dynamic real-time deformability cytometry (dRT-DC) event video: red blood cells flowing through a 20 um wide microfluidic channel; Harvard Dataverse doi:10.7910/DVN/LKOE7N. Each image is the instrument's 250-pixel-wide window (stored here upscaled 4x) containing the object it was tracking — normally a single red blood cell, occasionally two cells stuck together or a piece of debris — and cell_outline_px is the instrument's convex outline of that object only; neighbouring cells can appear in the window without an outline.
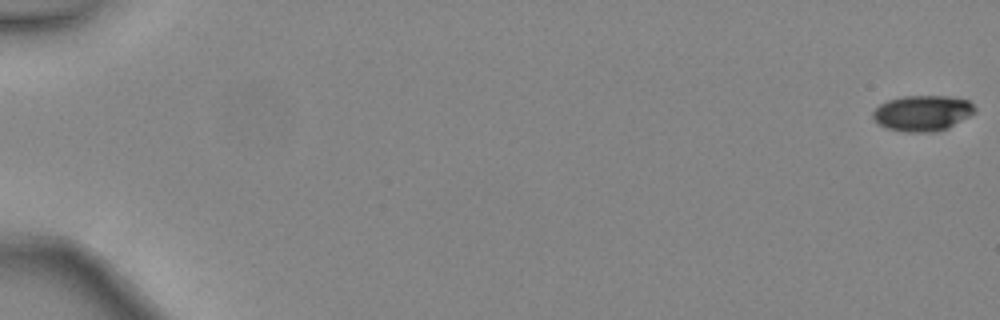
{"species": "common noctule bat (a hibernating species)", "species_latin": "Nyctalus noctula", "temperature_condition": "warm", "stored_images_in_passage": 17, "camera_frame_rate_fps": 3000, "um_per_image_px": 0.085, "animal": {"sex": "female", "body_mass_g": 24.6, "forearm_length_mm": 56.2}, "frame": {"image": 1, "passage_image": 1, "time_ms": 0.0, "image_size_px": [1000, 320], "cell_outline_px": [[976, 112], [948, 128], [936, 132], [908, 132], [884, 128], [876, 124], [872, 120], [872, 112], [880, 104], [888, 100], [904, 96], [948, 96], [968, 100], [976, 108]], "centroid_in_image_um": [78.38, 9.63], "position_along_channel_um": 6.6, "area_um2": 21.44}}
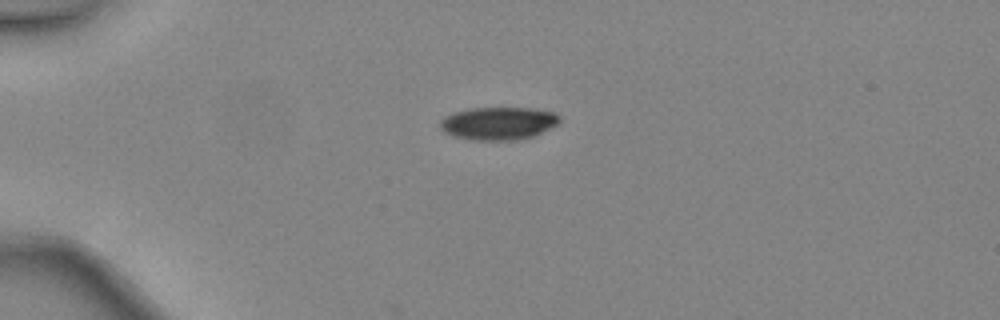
{"frame": {"image": 2, "passage_image": 14, "time_ms": 4.333, "image_size_px": [1000, 320], "cell_outline_px": [[560, 120], [556, 124], [532, 136], [520, 140], [472, 140], [452, 136], [444, 132], [440, 128], [440, 120], [444, 116], [468, 108], [532, 108], [556, 112], [560, 116]], "centroid_in_image_um": [42.33, 10.48], "position_along_channel_um": 42.7, "area_um2": 22.89}}